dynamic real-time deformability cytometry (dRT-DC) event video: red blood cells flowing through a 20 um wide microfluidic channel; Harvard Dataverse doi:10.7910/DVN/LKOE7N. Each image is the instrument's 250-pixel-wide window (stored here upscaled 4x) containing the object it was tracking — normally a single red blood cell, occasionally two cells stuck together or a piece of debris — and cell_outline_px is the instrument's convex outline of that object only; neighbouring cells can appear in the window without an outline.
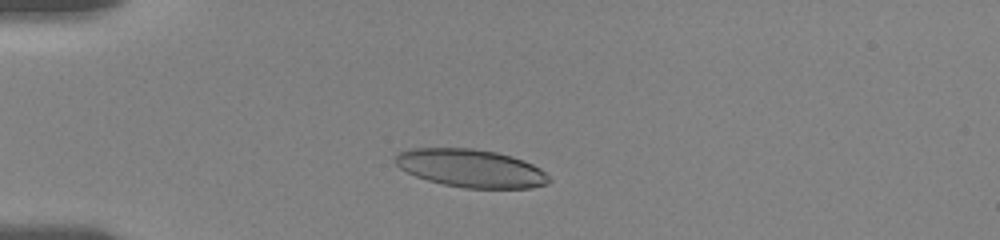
{"species": "human", "species_latin": "Homo sapiens", "temperature_condition": "room temperature", "stored_images_in_passage": 41, "camera_frame_rate_fps": 3000, "um_per_image_px": 0.085, "donor": {"sex": "female"}, "frame": {"image": 1, "passage_image": 6, "time_ms": 1.667, "image_size_px": [1000, 240], "cell_outline_px": [[552, 180], [548, 184], [532, 188], [464, 188], [444, 184], [428, 180], [416, 176], [400, 168], [396, 164], [396, 152], [412, 148], [472, 148], [496, 152], [512, 156], [524, 160], [540, 168]], "centroid_in_image_um": [40.05, 14.3], "position_along_channel_um": 45.0, "area_um2": 34.1}}
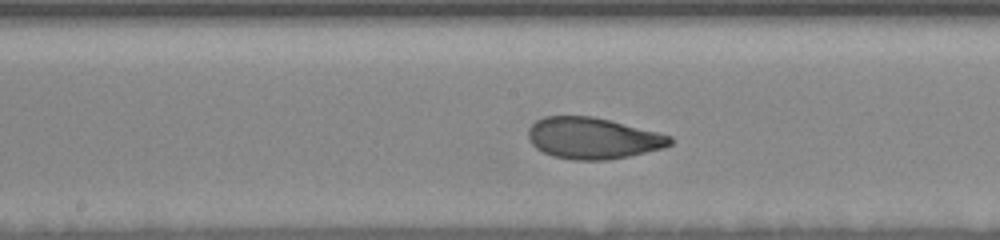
{"frame": {"image": 2, "passage_image": 21, "time_ms": 6.667, "image_size_px": [1000, 240], "cell_outline_px": [[672, 144], [664, 148], [628, 156], [608, 160], [572, 160], [552, 156], [536, 148], [528, 140], [528, 128], [536, 120], [544, 116], [592, 116], [660, 132], [672, 136]], "centroid_in_image_um": [50.39, 11.75], "position_along_channel_um": 197.8, "area_um2": 34.39}}
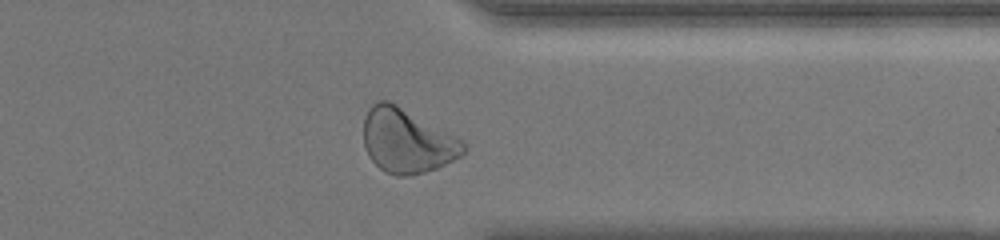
{"frame": {"image": 3, "passage_image": 36, "time_ms": 11.667, "image_size_px": [1000, 240], "cell_outline_px": [[468, 148], [460, 156], [436, 168], [424, 172], [408, 176], [396, 176], [384, 172], [368, 156], [364, 148], [364, 116], [368, 108], [376, 100], [388, 100], [396, 104], [464, 140]], "centroid_in_image_um": [34.58, 11.97], "position_along_channel_um": 376.8, "area_um2": 37.51}, "authors_computed_cell_mechanics": {"area_um2": 34.68, "velocity_mm_per_s": 3.6121, "shape_relaxation_time_tau1_ms": 3.8782, "shape_relaxation_time_tau2_ms": 1.1071, "deformation_change_tau1": 0.1615, "deformation_change_tau2": 0.0643}}